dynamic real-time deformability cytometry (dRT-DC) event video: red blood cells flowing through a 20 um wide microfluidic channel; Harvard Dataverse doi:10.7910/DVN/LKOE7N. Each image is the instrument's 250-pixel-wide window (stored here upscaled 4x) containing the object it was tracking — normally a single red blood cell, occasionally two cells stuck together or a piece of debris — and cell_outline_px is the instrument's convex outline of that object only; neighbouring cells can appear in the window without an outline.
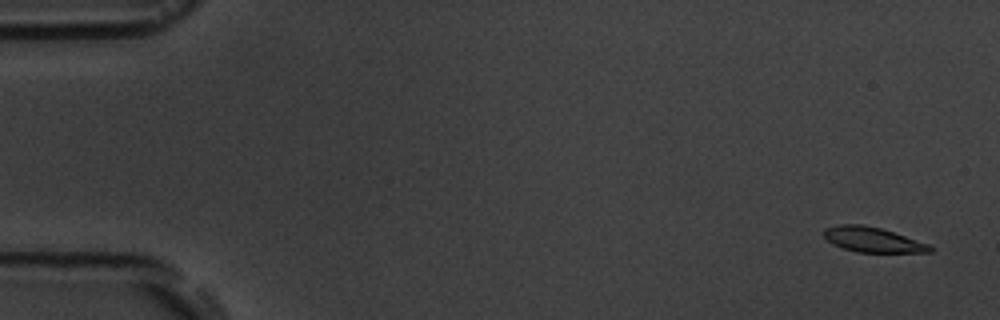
{"species": "common noctule bat (a hibernating species)", "species_latin": "Nyctalus noctula", "temperature_condition": "room temperature", "stored_images_in_passage": 5, "camera_frame_rate_fps": 3000, "um_per_image_px": 0.085, "animal": {"sex": "male", "body_mass_g": 19.5, "forearm_length_mm": 54.6}, "frame": {"image": 1, "passage_image": 1, "time_ms": 0.0, "image_size_px": [1000, 320], "cell_outline_px": [[932, 252], [856, 252], [832, 244], [824, 236], [824, 228], [840, 224], [860, 224], [880, 228], [928, 244], [932, 248]], "centroid_in_image_um": [74.13, 20.37], "position_along_channel_um": 10.9, "area_um2": 15.14}}
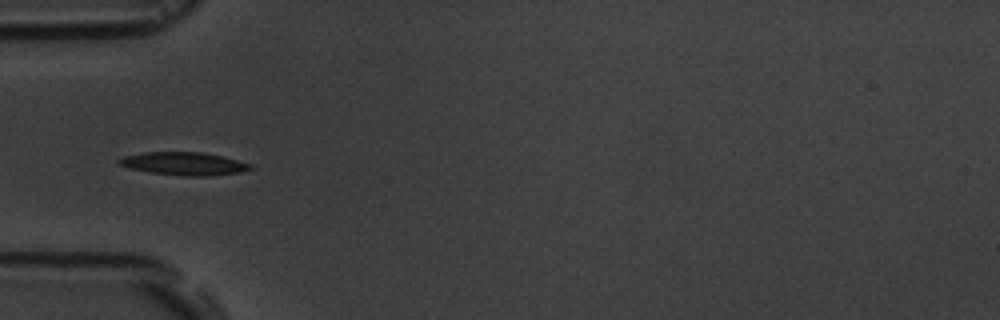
{"frame": {"image": 2, "passage_image": 5, "time_ms": 5.333, "image_size_px": [1000, 320], "cell_outline_px": [[252, 168], [240, 172], [208, 176], [184, 176], [152, 172], [132, 168], [120, 164], [116, 160], [124, 156], [144, 152], [200, 152], [220, 156], [252, 164]], "centroid_in_image_um": [15.64, 13.91], "position_along_channel_um": 69.4, "area_um2": 17.22}}